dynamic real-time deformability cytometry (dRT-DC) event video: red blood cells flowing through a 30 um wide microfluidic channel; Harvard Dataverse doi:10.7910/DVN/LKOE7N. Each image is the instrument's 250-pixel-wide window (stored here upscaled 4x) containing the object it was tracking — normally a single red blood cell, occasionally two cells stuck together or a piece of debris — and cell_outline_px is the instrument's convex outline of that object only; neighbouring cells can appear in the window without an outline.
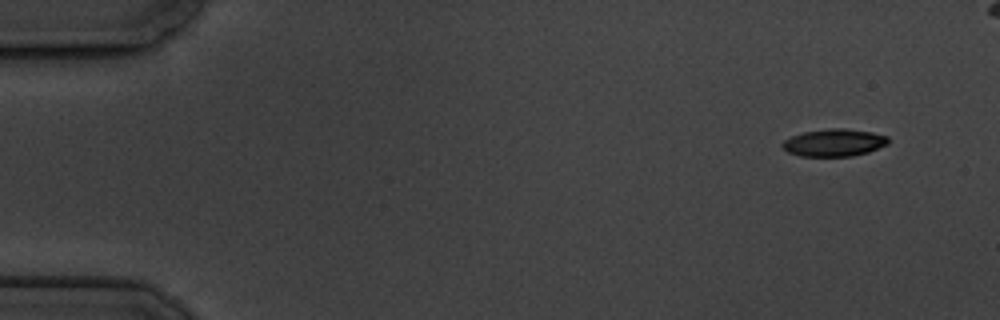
{"species": "common noctule bat (a hibernating species)", "species_latin": "Nyctalus noctula", "temperature_condition": "cold", "stored_images_in_passage": 10, "camera_frame_rate_fps": 3000, "um_per_image_px": 0.085, "animal": {"sex": "male", "body_mass_g": 19.5, "forearm_length_mm": 54.6}, "frame": {"image": 1, "passage_image": 1, "time_ms": 0.0, "image_size_px": [1000, 320], "cell_outline_px": [[888, 144], [868, 152], [852, 156], [800, 156], [788, 152], [780, 144], [784, 140], [792, 136], [804, 132], [828, 128], [844, 128], [872, 132], [888, 136]], "centroid_in_image_um": [70.9, 12.12], "position_along_channel_um": 14.1, "area_um2": 16.88}}
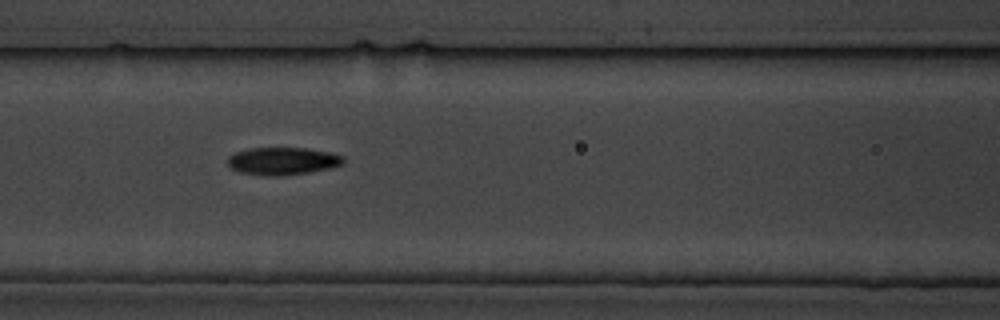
{"frame": {"image": 2, "passage_image": 7, "time_ms": 7.0, "image_size_px": [1000, 320], "cell_outline_px": [[344, 164], [328, 168], [308, 172], [284, 176], [272, 176], [240, 172], [232, 168], [228, 164], [228, 156], [236, 152], [252, 148], [304, 148], [332, 152], [344, 156]], "centroid_in_image_um": [24.06, 13.68], "position_along_channel_um": 142.5, "area_um2": 18.5}}
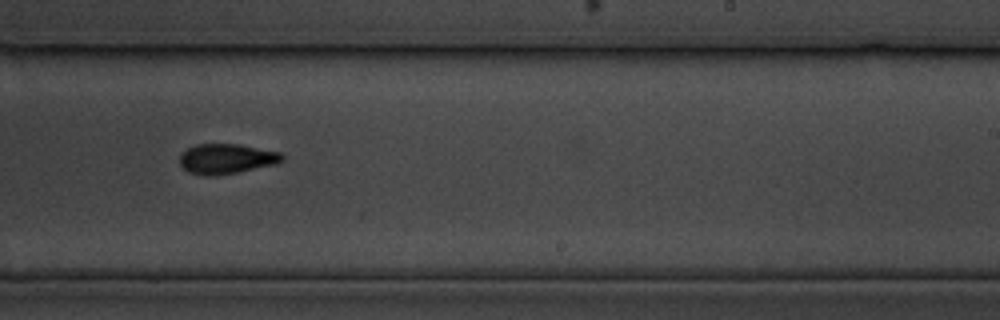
{"frame": {"image": 3, "passage_image": 10, "time_ms": 10.667, "image_size_px": [1000, 320], "cell_outline_px": [[284, 160], [276, 164], [216, 176], [204, 176], [188, 172], [180, 164], [180, 152], [196, 144], [240, 144], [280, 152], [284, 156]], "centroid_in_image_um": [19.23, 13.49], "position_along_channel_um": 269.8, "area_um2": 18.03}}